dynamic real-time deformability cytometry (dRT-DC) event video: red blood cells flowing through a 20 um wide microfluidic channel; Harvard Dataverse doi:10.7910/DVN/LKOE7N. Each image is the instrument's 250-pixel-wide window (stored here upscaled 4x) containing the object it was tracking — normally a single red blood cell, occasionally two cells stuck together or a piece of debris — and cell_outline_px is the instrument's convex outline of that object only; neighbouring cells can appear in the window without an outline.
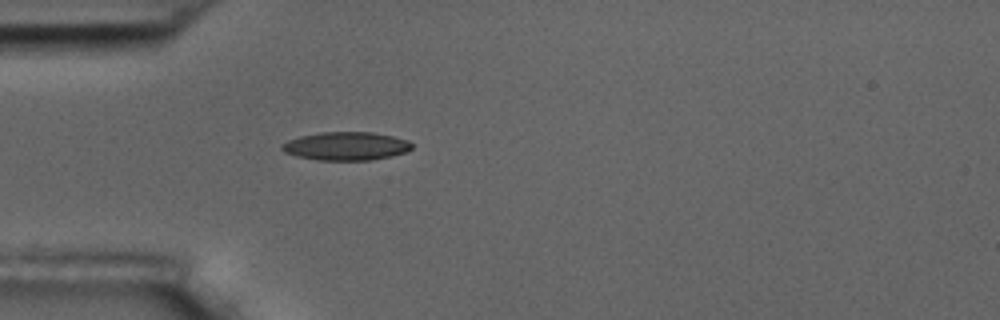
{"species": "common noctule bat (a hibernating species)", "species_latin": "Nyctalus noctula", "temperature_condition": "room temperature", "stored_images_in_passage": 1, "camera_frame_rate_fps": 3000, "um_per_image_px": 0.085, "animal": {"sex": "male", "body_mass_g": 17.5, "forearm_length_mm": 52.3}, "frame": {"image": 1, "passage_image": 1, "time_ms": 0.0, "image_size_px": [1000, 320], "cell_outline_px": [[412, 148], [404, 152], [392, 156], [372, 160], [316, 160], [296, 156], [284, 152], [280, 148], [280, 144], [288, 140], [300, 136], [320, 132], [372, 132], [392, 136], [408, 140], [412, 144]], "centroid_in_image_um": [29.38, 12.42], "position_along_channel_um": 55.6, "area_um2": 21.56}}